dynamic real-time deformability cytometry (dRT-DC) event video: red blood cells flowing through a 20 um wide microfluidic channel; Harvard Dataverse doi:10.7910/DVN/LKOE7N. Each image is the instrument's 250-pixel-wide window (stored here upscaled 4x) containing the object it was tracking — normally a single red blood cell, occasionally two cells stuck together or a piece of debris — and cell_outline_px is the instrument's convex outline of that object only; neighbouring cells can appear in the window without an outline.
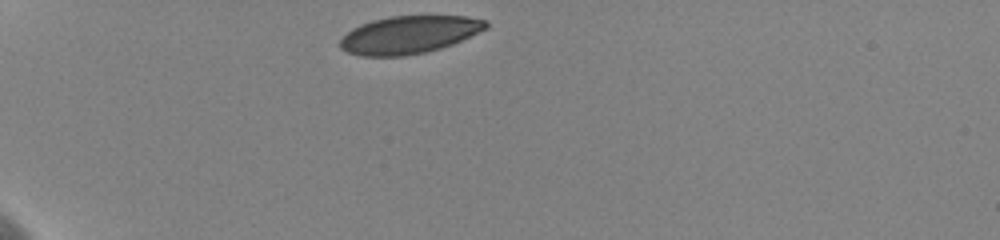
{"species": "human", "species_latin": "Homo sapiens", "temperature_condition": "cold", "stored_images_in_passage": 29, "camera_frame_rate_fps": 3000, "um_per_image_px": 0.085, "donor": {"sex": "female"}, "frame": {"image": 1, "passage_image": 1, "time_ms": 0.0, "image_size_px": [1000, 240], "cell_outline_px": [[488, 28], [452, 44], [440, 48], [424, 52], [404, 56], [360, 56], [348, 52], [340, 48], [340, 40], [352, 28], [360, 24], [372, 20], [388, 16], [464, 16], [488, 20]], "centroid_in_image_um": [34.77, 2.94], "position_along_channel_um": 50.2, "area_um2": 31.96}}
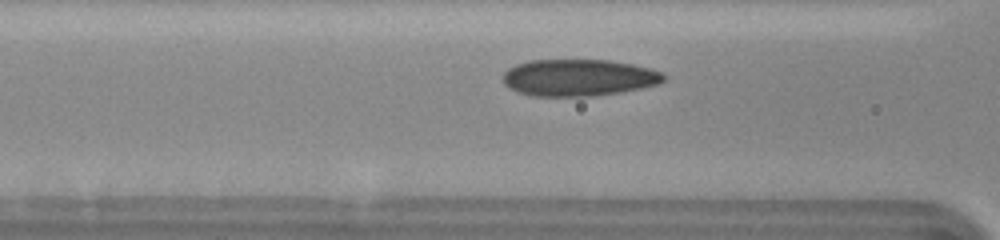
{"frame": {"image": 2, "passage_image": 10, "time_ms": 3.0, "image_size_px": [1000, 240], "cell_outline_px": [[664, 80], [660, 84], [620, 92], [592, 96], [532, 96], [516, 92], [508, 88], [504, 84], [504, 72], [508, 68], [516, 64], [532, 60], [612, 60], [632, 64], [648, 68], [660, 72], [664, 76]], "centroid_in_image_um": [49.15, 6.6], "position_along_channel_um": 117.5, "area_um2": 34.51}}
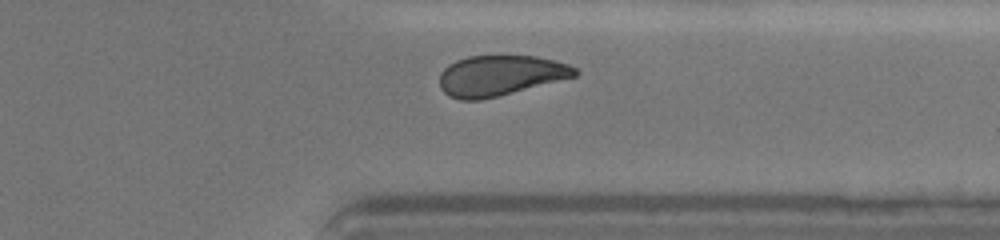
{"frame": {"image": 3, "passage_image": 27, "time_ms": 10.0, "image_size_px": [1000, 240], "cell_outline_px": [[580, 72], [576, 76], [480, 100], [460, 100], [448, 96], [440, 88], [440, 72], [448, 64], [456, 60], [468, 56], [536, 56], [568, 64], [576, 68]], "centroid_in_image_um": [42.48, 6.41], "position_along_channel_um": 368.9, "area_um2": 31.67}, "authors_computed_cell_mechanics": {"area_um2": 33.6396, "velocity_mm_per_s": 3.5939, "shape_relaxation_time_tau1_ms": 4.8926, "shape_relaxation_time_tau2_ms": 9.4381, "deformation_change_tau1": 0.1067, "deformation_change_tau2": 0.1183}}